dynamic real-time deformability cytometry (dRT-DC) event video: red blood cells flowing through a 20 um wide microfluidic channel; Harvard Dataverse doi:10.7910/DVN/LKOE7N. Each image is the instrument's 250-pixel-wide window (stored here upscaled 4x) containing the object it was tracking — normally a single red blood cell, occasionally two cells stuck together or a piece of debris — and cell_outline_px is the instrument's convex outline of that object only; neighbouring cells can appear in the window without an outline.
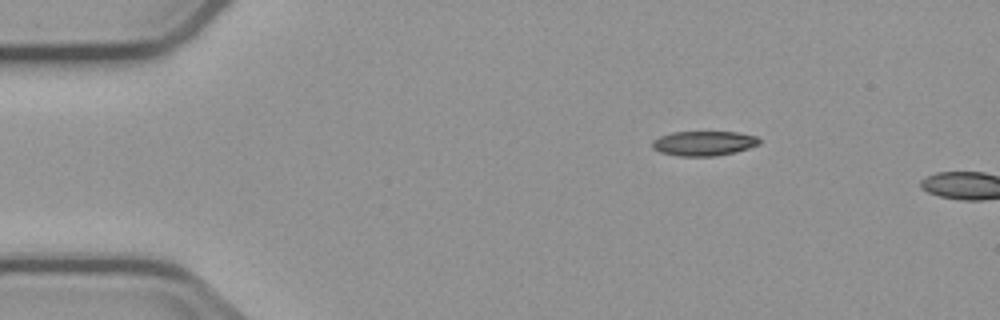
{"species": "common noctule bat (a hibernating species)", "species_latin": "Nyctalus noctula", "temperature_condition": "cold", "stored_images_in_passage": 2, "camera_frame_rate_fps": 3000, "um_per_image_px": 0.085, "animal": {"sex": "male", "body_mass_g": 23.1, "forearm_length_mm": 52.7}, "frame": {"image": 1, "passage_image": 1, "time_ms": 0.0, "image_size_px": [1000, 320], "cell_outline_px": [[760, 144], [736, 152], [716, 156], [676, 156], [660, 152], [652, 148], [652, 140], [660, 136], [672, 132], [736, 132], [756, 136], [760, 140]], "centroid_in_image_um": [59.8, 12.19], "position_along_channel_um": 25.2, "area_um2": 15.49}}